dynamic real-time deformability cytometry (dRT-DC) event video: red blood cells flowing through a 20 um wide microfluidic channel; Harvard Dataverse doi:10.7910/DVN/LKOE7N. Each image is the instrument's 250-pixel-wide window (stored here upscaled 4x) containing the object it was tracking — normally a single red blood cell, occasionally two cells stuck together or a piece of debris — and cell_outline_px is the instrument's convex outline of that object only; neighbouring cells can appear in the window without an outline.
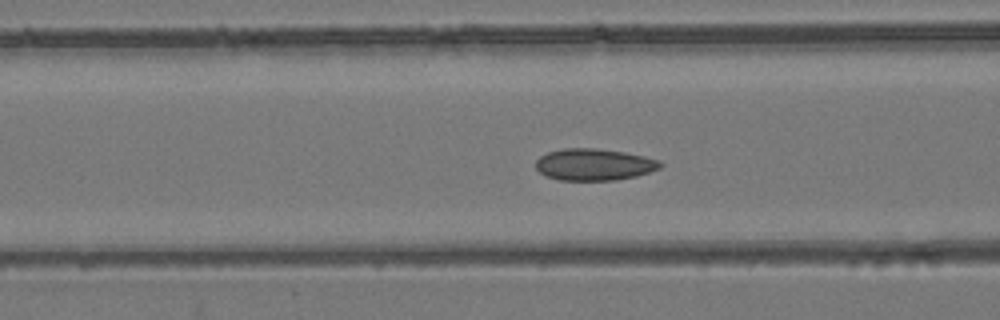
{"species": "common noctule bat (a hibernating species)", "species_latin": "Nyctalus noctula", "temperature_condition": "room temperature", "stored_images_in_passage": 55, "segment_of_instrument_passage": [1, 2], "camera_frame_rate_fps": 3000, "um_per_image_px": 0.085, "animal": {"sex": "female", "body_mass_g": 24.6, "forearm_length_mm": 56.2}, "frame": {"image": 1, "passage_image": 22, "time_ms": 7.0, "image_size_px": [1000, 320], "cell_outline_px": [[664, 164], [660, 168], [636, 176], [616, 180], [560, 180], [548, 176], [540, 172], [536, 168], [536, 160], [540, 156], [548, 152], [564, 148], [596, 148], [624, 152], [644, 156], [660, 160]], "centroid_in_image_um": [50.52, 13.98], "position_along_channel_um": 116.1, "area_um2": 23.0}}
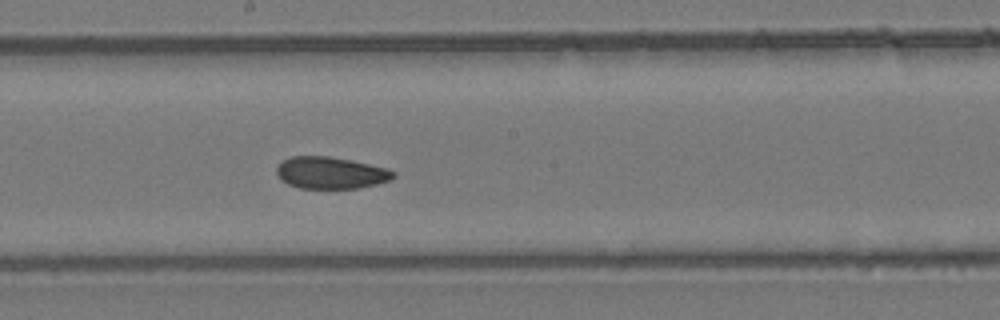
{"frame": {"image": 2, "passage_image": 30, "time_ms": 9.667, "image_size_px": [1000, 320], "cell_outline_px": [[396, 176], [388, 180], [376, 184], [356, 188], [300, 188], [288, 184], [280, 180], [276, 172], [276, 168], [284, 160], [292, 156], [328, 156], [388, 168], [396, 172]], "centroid_in_image_um": [28.1, 14.69], "position_along_channel_um": 220.1, "area_um2": 21.5}}
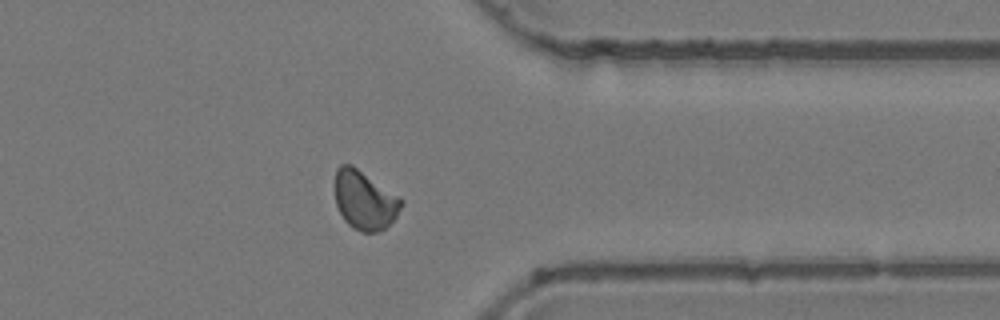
{"frame": {"image": 3, "passage_image": 43, "time_ms": 14.0, "image_size_px": [1000, 320], "cell_outline_px": [[404, 204], [396, 216], [384, 228], [376, 232], [360, 232], [352, 228], [344, 220], [336, 204], [336, 168], [340, 164], [352, 164], [404, 200]], "centroid_in_image_um": [30.99, 17.01], "position_along_channel_um": 380.4, "area_um2": 22.6}}